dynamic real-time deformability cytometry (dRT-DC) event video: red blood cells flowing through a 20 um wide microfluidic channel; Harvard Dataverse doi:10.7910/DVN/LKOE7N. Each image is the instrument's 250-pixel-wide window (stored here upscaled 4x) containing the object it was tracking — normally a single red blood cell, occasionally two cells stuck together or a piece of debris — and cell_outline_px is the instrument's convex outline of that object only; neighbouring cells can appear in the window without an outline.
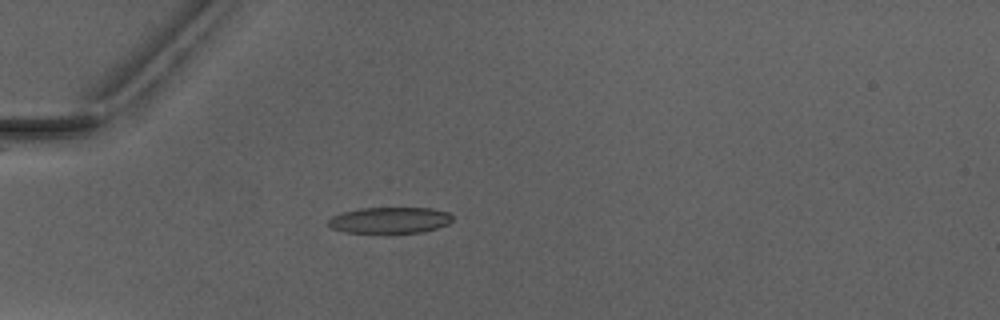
{"species": "Egyptian fruit bat (a non-hibernating species)", "species_latin": "Rousettus aegyptiacus", "temperature_condition": "warm", "stored_images_in_passage": 4, "camera_frame_rate_fps": 3000, "um_per_image_px": 0.085, "animal": {"sex": "male"}, "frame": {"image": 1, "passage_image": 3, "time_ms": 3.333, "image_size_px": [1000, 320], "cell_outline_px": [[452, 220], [448, 224], [436, 228], [420, 232], [392, 236], [344, 232], [332, 228], [328, 224], [328, 220], [332, 216], [340, 212], [360, 208], [432, 208], [448, 212], [452, 216]], "centroid_in_image_um": [33.09, 18.76], "position_along_channel_um": 51.9, "area_um2": 19.88}}